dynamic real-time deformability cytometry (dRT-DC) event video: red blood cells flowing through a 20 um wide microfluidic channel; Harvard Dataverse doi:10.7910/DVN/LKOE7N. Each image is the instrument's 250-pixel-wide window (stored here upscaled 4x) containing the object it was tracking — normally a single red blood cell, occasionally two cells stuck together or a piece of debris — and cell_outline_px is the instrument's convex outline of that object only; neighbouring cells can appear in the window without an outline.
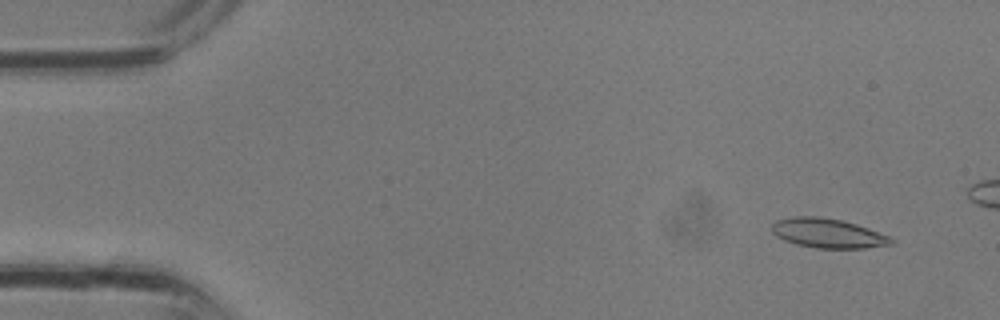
{"species": "common noctule bat (a hibernating species)", "species_latin": "Nyctalus noctula", "temperature_condition": "room temperature", "stored_images_in_passage": 4, "camera_frame_rate_fps": 3000, "um_per_image_px": 0.085, "animal": {"sex": "male", "body_mass_g": 13.3}, "frame": {"image": 1, "passage_image": 1, "time_ms": 0.0, "image_size_px": [1000, 320], "cell_outline_px": [[896, 244], [864, 248], [816, 248], [796, 244], [784, 240], [776, 236], [772, 232], [772, 224], [776, 220], [792, 216], [820, 216], [840, 220], [856, 224], [868, 228], [888, 236], [896, 240]], "centroid_in_image_um": [70.37, 19.82], "position_along_channel_um": 14.6, "area_um2": 20.58}}